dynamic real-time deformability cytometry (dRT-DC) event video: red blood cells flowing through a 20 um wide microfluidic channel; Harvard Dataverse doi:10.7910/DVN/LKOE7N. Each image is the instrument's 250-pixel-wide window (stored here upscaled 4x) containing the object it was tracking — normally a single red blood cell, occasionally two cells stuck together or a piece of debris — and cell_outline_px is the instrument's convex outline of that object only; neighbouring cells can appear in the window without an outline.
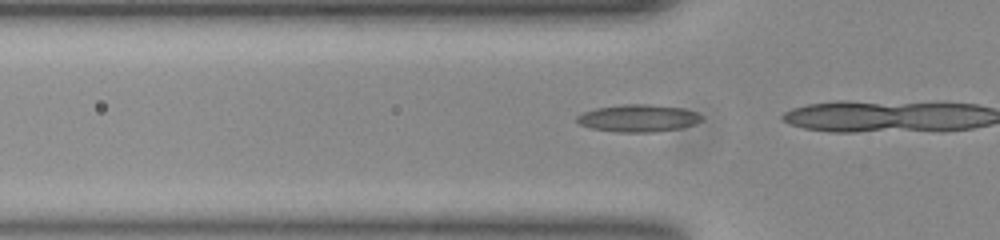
{"species": "common noctule bat (a hibernating species)", "species_latin": "Nyctalus noctula", "temperature_condition": "room temperature", "stored_images_in_passage": 19, "camera_frame_rate_fps": 3000, "um_per_image_px": 0.085, "animal": {"sex": "female", "body_mass_g": 23.0, "forearm_length_mm": 53.4}, "frame": {"image": 1, "passage_image": 14, "time_ms": 4.333, "image_size_px": [1000, 240], "cell_outline_px": [[700, 120], [692, 124], [680, 128], [652, 132], [620, 132], [592, 128], [580, 124], [576, 120], [576, 116], [584, 112], [596, 108], [620, 104], [652, 104], [684, 108], [696, 112], [700, 116]], "centroid_in_image_um": [54.22, 10.03], "position_along_channel_um": 71.6, "area_um2": 19.65}}